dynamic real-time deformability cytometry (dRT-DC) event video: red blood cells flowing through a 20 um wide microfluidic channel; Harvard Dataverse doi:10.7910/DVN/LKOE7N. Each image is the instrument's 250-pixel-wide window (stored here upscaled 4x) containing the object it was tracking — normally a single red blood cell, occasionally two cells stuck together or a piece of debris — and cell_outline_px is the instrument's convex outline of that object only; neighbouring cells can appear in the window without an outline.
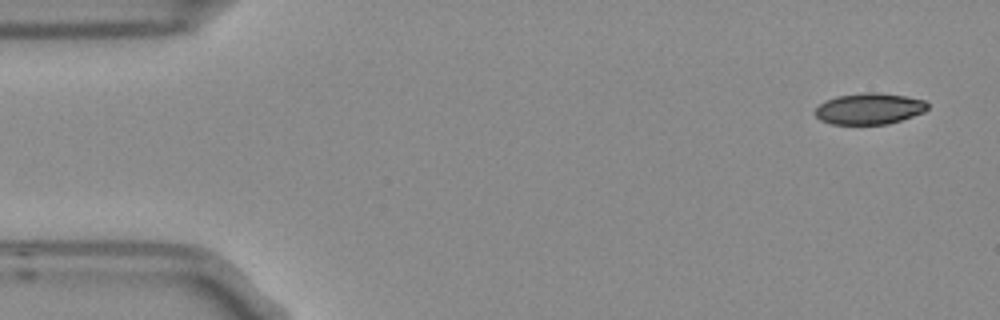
{"species": "Egyptian fruit bat (a non-hibernating species)", "species_latin": "Rousettus aegyptiacus", "temperature_condition": "room temperature", "stored_images_in_passage": 5, "camera_frame_rate_fps": 3000, "um_per_image_px": 0.085, "frame": {"image": 1, "passage_image": 1, "time_ms": 0.0, "image_size_px": [1000, 320], "cell_outline_px": [[928, 108], [924, 112], [888, 124], [832, 124], [820, 120], [816, 116], [816, 108], [824, 100], [836, 96], [864, 92], [876, 92], [904, 96], [924, 100], [928, 104]], "centroid_in_image_um": [73.87, 9.23], "position_along_channel_um": 11.1, "area_um2": 20.4}}
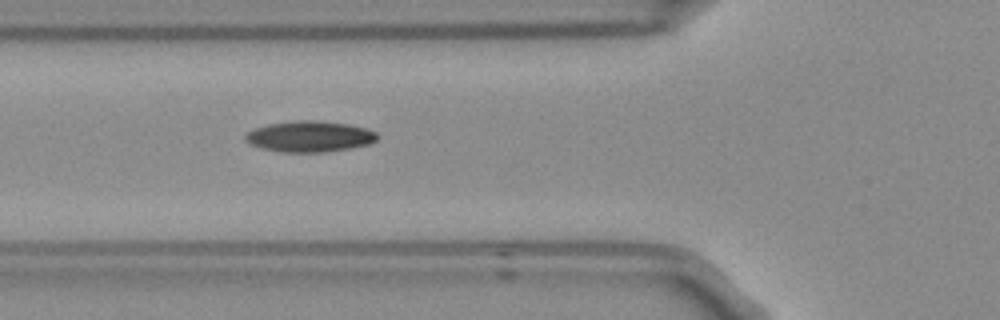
{"frame": {"image": 2, "passage_image": 5, "time_ms": 1.333, "image_size_px": [1000, 320], "cell_outline_px": [[380, 136], [376, 140], [368, 144], [348, 148], [324, 152], [284, 152], [264, 148], [252, 144], [244, 140], [244, 136], [248, 132], [256, 128], [268, 124], [292, 120], [316, 120], [348, 124], [368, 128], [376, 132]], "centroid_in_image_um": [26.35, 11.58], "position_along_channel_um": 99.5, "area_um2": 23.7}}